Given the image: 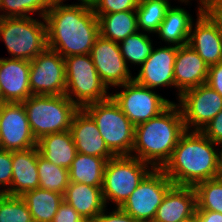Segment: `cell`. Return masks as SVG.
I'll list each match as a JSON object with an SVG mask.
<instances>
[{
    "label": "cell",
    "instance_id": "obj_1",
    "mask_svg": "<svg viewBox=\"0 0 222 222\" xmlns=\"http://www.w3.org/2000/svg\"><path fill=\"white\" fill-rule=\"evenodd\" d=\"M63 1L53 0L44 17L48 47L63 58L90 54L100 35L99 20L91 3L80 0V3L70 5Z\"/></svg>",
    "mask_w": 222,
    "mask_h": 222
},
{
    "label": "cell",
    "instance_id": "obj_2",
    "mask_svg": "<svg viewBox=\"0 0 222 222\" xmlns=\"http://www.w3.org/2000/svg\"><path fill=\"white\" fill-rule=\"evenodd\" d=\"M185 132L181 110L172 102L156 117L135 126L131 156L153 169H162Z\"/></svg>",
    "mask_w": 222,
    "mask_h": 222
},
{
    "label": "cell",
    "instance_id": "obj_3",
    "mask_svg": "<svg viewBox=\"0 0 222 222\" xmlns=\"http://www.w3.org/2000/svg\"><path fill=\"white\" fill-rule=\"evenodd\" d=\"M216 146L201 131H186L162 170L173 185L194 187L217 178Z\"/></svg>",
    "mask_w": 222,
    "mask_h": 222
},
{
    "label": "cell",
    "instance_id": "obj_4",
    "mask_svg": "<svg viewBox=\"0 0 222 222\" xmlns=\"http://www.w3.org/2000/svg\"><path fill=\"white\" fill-rule=\"evenodd\" d=\"M36 139L70 129L79 108L64 95H31L22 102Z\"/></svg>",
    "mask_w": 222,
    "mask_h": 222
},
{
    "label": "cell",
    "instance_id": "obj_5",
    "mask_svg": "<svg viewBox=\"0 0 222 222\" xmlns=\"http://www.w3.org/2000/svg\"><path fill=\"white\" fill-rule=\"evenodd\" d=\"M82 109L94 120L106 146L115 156H131L135 126L111 96Z\"/></svg>",
    "mask_w": 222,
    "mask_h": 222
},
{
    "label": "cell",
    "instance_id": "obj_6",
    "mask_svg": "<svg viewBox=\"0 0 222 222\" xmlns=\"http://www.w3.org/2000/svg\"><path fill=\"white\" fill-rule=\"evenodd\" d=\"M32 17L0 18V40L10 58L33 60L48 47L45 19Z\"/></svg>",
    "mask_w": 222,
    "mask_h": 222
},
{
    "label": "cell",
    "instance_id": "obj_7",
    "mask_svg": "<svg viewBox=\"0 0 222 222\" xmlns=\"http://www.w3.org/2000/svg\"><path fill=\"white\" fill-rule=\"evenodd\" d=\"M66 74L65 95L79 109L110 97L108 88L101 81L90 54L64 58Z\"/></svg>",
    "mask_w": 222,
    "mask_h": 222
},
{
    "label": "cell",
    "instance_id": "obj_8",
    "mask_svg": "<svg viewBox=\"0 0 222 222\" xmlns=\"http://www.w3.org/2000/svg\"><path fill=\"white\" fill-rule=\"evenodd\" d=\"M153 168L132 156H115L106 163L102 193L105 204L109 201L120 207Z\"/></svg>",
    "mask_w": 222,
    "mask_h": 222
},
{
    "label": "cell",
    "instance_id": "obj_9",
    "mask_svg": "<svg viewBox=\"0 0 222 222\" xmlns=\"http://www.w3.org/2000/svg\"><path fill=\"white\" fill-rule=\"evenodd\" d=\"M172 185L162 169H152L120 208L136 221L153 222L157 208Z\"/></svg>",
    "mask_w": 222,
    "mask_h": 222
},
{
    "label": "cell",
    "instance_id": "obj_10",
    "mask_svg": "<svg viewBox=\"0 0 222 222\" xmlns=\"http://www.w3.org/2000/svg\"><path fill=\"white\" fill-rule=\"evenodd\" d=\"M123 91L110 94L130 122L136 126L163 112L171 103L153 89L140 85L134 79L119 86Z\"/></svg>",
    "mask_w": 222,
    "mask_h": 222
},
{
    "label": "cell",
    "instance_id": "obj_11",
    "mask_svg": "<svg viewBox=\"0 0 222 222\" xmlns=\"http://www.w3.org/2000/svg\"><path fill=\"white\" fill-rule=\"evenodd\" d=\"M178 102L186 131H201L222 110V96L206 83L183 92Z\"/></svg>",
    "mask_w": 222,
    "mask_h": 222
},
{
    "label": "cell",
    "instance_id": "obj_12",
    "mask_svg": "<svg viewBox=\"0 0 222 222\" xmlns=\"http://www.w3.org/2000/svg\"><path fill=\"white\" fill-rule=\"evenodd\" d=\"M32 95H64L66 74L64 58L47 47L30 61Z\"/></svg>",
    "mask_w": 222,
    "mask_h": 222
},
{
    "label": "cell",
    "instance_id": "obj_13",
    "mask_svg": "<svg viewBox=\"0 0 222 222\" xmlns=\"http://www.w3.org/2000/svg\"><path fill=\"white\" fill-rule=\"evenodd\" d=\"M90 56L101 81L108 89L110 86L117 88L134 79L121 54L119 43L99 35Z\"/></svg>",
    "mask_w": 222,
    "mask_h": 222
},
{
    "label": "cell",
    "instance_id": "obj_14",
    "mask_svg": "<svg viewBox=\"0 0 222 222\" xmlns=\"http://www.w3.org/2000/svg\"><path fill=\"white\" fill-rule=\"evenodd\" d=\"M37 146L22 103L0 105V147L8 151H22Z\"/></svg>",
    "mask_w": 222,
    "mask_h": 222
},
{
    "label": "cell",
    "instance_id": "obj_15",
    "mask_svg": "<svg viewBox=\"0 0 222 222\" xmlns=\"http://www.w3.org/2000/svg\"><path fill=\"white\" fill-rule=\"evenodd\" d=\"M198 4L197 20L191 25L188 45L211 66L222 61V36L217 24L203 10V4Z\"/></svg>",
    "mask_w": 222,
    "mask_h": 222
},
{
    "label": "cell",
    "instance_id": "obj_16",
    "mask_svg": "<svg viewBox=\"0 0 222 222\" xmlns=\"http://www.w3.org/2000/svg\"><path fill=\"white\" fill-rule=\"evenodd\" d=\"M178 46L168 45L152 50L149 57L141 65L134 80L150 89L157 87H175L174 64Z\"/></svg>",
    "mask_w": 222,
    "mask_h": 222
},
{
    "label": "cell",
    "instance_id": "obj_17",
    "mask_svg": "<svg viewBox=\"0 0 222 222\" xmlns=\"http://www.w3.org/2000/svg\"><path fill=\"white\" fill-rule=\"evenodd\" d=\"M0 91L4 103H22L30 90V61L0 58Z\"/></svg>",
    "mask_w": 222,
    "mask_h": 222
},
{
    "label": "cell",
    "instance_id": "obj_18",
    "mask_svg": "<svg viewBox=\"0 0 222 222\" xmlns=\"http://www.w3.org/2000/svg\"><path fill=\"white\" fill-rule=\"evenodd\" d=\"M209 66L188 44L178 47L174 64V83L178 89L177 96L186 90L205 84Z\"/></svg>",
    "mask_w": 222,
    "mask_h": 222
},
{
    "label": "cell",
    "instance_id": "obj_19",
    "mask_svg": "<svg viewBox=\"0 0 222 222\" xmlns=\"http://www.w3.org/2000/svg\"><path fill=\"white\" fill-rule=\"evenodd\" d=\"M69 131L78 153L97 156L107 161L115 157L106 146L96 123L83 109L74 114Z\"/></svg>",
    "mask_w": 222,
    "mask_h": 222
},
{
    "label": "cell",
    "instance_id": "obj_20",
    "mask_svg": "<svg viewBox=\"0 0 222 222\" xmlns=\"http://www.w3.org/2000/svg\"><path fill=\"white\" fill-rule=\"evenodd\" d=\"M196 208L193 187L172 185L157 208L153 222H180L195 216Z\"/></svg>",
    "mask_w": 222,
    "mask_h": 222
},
{
    "label": "cell",
    "instance_id": "obj_21",
    "mask_svg": "<svg viewBox=\"0 0 222 222\" xmlns=\"http://www.w3.org/2000/svg\"><path fill=\"white\" fill-rule=\"evenodd\" d=\"M38 147L12 152L11 195L22 196L39 188L37 169Z\"/></svg>",
    "mask_w": 222,
    "mask_h": 222
},
{
    "label": "cell",
    "instance_id": "obj_22",
    "mask_svg": "<svg viewBox=\"0 0 222 222\" xmlns=\"http://www.w3.org/2000/svg\"><path fill=\"white\" fill-rule=\"evenodd\" d=\"M101 187L69 182L63 199L90 222L107 207Z\"/></svg>",
    "mask_w": 222,
    "mask_h": 222
},
{
    "label": "cell",
    "instance_id": "obj_23",
    "mask_svg": "<svg viewBox=\"0 0 222 222\" xmlns=\"http://www.w3.org/2000/svg\"><path fill=\"white\" fill-rule=\"evenodd\" d=\"M40 154L56 166L69 169L77 153L69 130L43 136L37 141Z\"/></svg>",
    "mask_w": 222,
    "mask_h": 222
},
{
    "label": "cell",
    "instance_id": "obj_24",
    "mask_svg": "<svg viewBox=\"0 0 222 222\" xmlns=\"http://www.w3.org/2000/svg\"><path fill=\"white\" fill-rule=\"evenodd\" d=\"M193 22L192 16L187 10L180 6H170L156 34L168 45L178 47L186 45Z\"/></svg>",
    "mask_w": 222,
    "mask_h": 222
},
{
    "label": "cell",
    "instance_id": "obj_25",
    "mask_svg": "<svg viewBox=\"0 0 222 222\" xmlns=\"http://www.w3.org/2000/svg\"><path fill=\"white\" fill-rule=\"evenodd\" d=\"M21 198L28 206L34 222H52L64 200L63 194L42 188L25 192Z\"/></svg>",
    "mask_w": 222,
    "mask_h": 222
},
{
    "label": "cell",
    "instance_id": "obj_26",
    "mask_svg": "<svg viewBox=\"0 0 222 222\" xmlns=\"http://www.w3.org/2000/svg\"><path fill=\"white\" fill-rule=\"evenodd\" d=\"M98 20L100 35L116 43L138 31L136 10L104 14Z\"/></svg>",
    "mask_w": 222,
    "mask_h": 222
},
{
    "label": "cell",
    "instance_id": "obj_27",
    "mask_svg": "<svg viewBox=\"0 0 222 222\" xmlns=\"http://www.w3.org/2000/svg\"><path fill=\"white\" fill-rule=\"evenodd\" d=\"M107 160L97 156L76 153L69 170L70 182L102 186Z\"/></svg>",
    "mask_w": 222,
    "mask_h": 222
},
{
    "label": "cell",
    "instance_id": "obj_28",
    "mask_svg": "<svg viewBox=\"0 0 222 222\" xmlns=\"http://www.w3.org/2000/svg\"><path fill=\"white\" fill-rule=\"evenodd\" d=\"M186 5L189 0H178ZM171 4L169 0H139L136 9L138 31L156 33Z\"/></svg>",
    "mask_w": 222,
    "mask_h": 222
},
{
    "label": "cell",
    "instance_id": "obj_29",
    "mask_svg": "<svg viewBox=\"0 0 222 222\" xmlns=\"http://www.w3.org/2000/svg\"><path fill=\"white\" fill-rule=\"evenodd\" d=\"M37 169L39 176V188L63 194L69 185V170L56 166L44 158L38 149Z\"/></svg>",
    "mask_w": 222,
    "mask_h": 222
},
{
    "label": "cell",
    "instance_id": "obj_30",
    "mask_svg": "<svg viewBox=\"0 0 222 222\" xmlns=\"http://www.w3.org/2000/svg\"><path fill=\"white\" fill-rule=\"evenodd\" d=\"M119 46L127 66L129 62L141 66L154 48L149 33L146 34L140 31L129 35L121 41V44L119 43Z\"/></svg>",
    "mask_w": 222,
    "mask_h": 222
},
{
    "label": "cell",
    "instance_id": "obj_31",
    "mask_svg": "<svg viewBox=\"0 0 222 222\" xmlns=\"http://www.w3.org/2000/svg\"><path fill=\"white\" fill-rule=\"evenodd\" d=\"M52 2L53 0H0V18L31 17L37 12L40 19H43Z\"/></svg>",
    "mask_w": 222,
    "mask_h": 222
},
{
    "label": "cell",
    "instance_id": "obj_32",
    "mask_svg": "<svg viewBox=\"0 0 222 222\" xmlns=\"http://www.w3.org/2000/svg\"><path fill=\"white\" fill-rule=\"evenodd\" d=\"M193 188L196 193V210L222 213V178L200 182Z\"/></svg>",
    "mask_w": 222,
    "mask_h": 222
},
{
    "label": "cell",
    "instance_id": "obj_33",
    "mask_svg": "<svg viewBox=\"0 0 222 222\" xmlns=\"http://www.w3.org/2000/svg\"><path fill=\"white\" fill-rule=\"evenodd\" d=\"M0 222H34L21 196L0 193Z\"/></svg>",
    "mask_w": 222,
    "mask_h": 222
},
{
    "label": "cell",
    "instance_id": "obj_34",
    "mask_svg": "<svg viewBox=\"0 0 222 222\" xmlns=\"http://www.w3.org/2000/svg\"><path fill=\"white\" fill-rule=\"evenodd\" d=\"M139 0H91V6L95 15L117 13L121 11L136 10Z\"/></svg>",
    "mask_w": 222,
    "mask_h": 222
},
{
    "label": "cell",
    "instance_id": "obj_35",
    "mask_svg": "<svg viewBox=\"0 0 222 222\" xmlns=\"http://www.w3.org/2000/svg\"><path fill=\"white\" fill-rule=\"evenodd\" d=\"M11 182L12 152L0 149V193H6L11 195ZM1 187L3 189H1Z\"/></svg>",
    "mask_w": 222,
    "mask_h": 222
},
{
    "label": "cell",
    "instance_id": "obj_36",
    "mask_svg": "<svg viewBox=\"0 0 222 222\" xmlns=\"http://www.w3.org/2000/svg\"><path fill=\"white\" fill-rule=\"evenodd\" d=\"M106 210L105 208L90 222H137L130 214H127L120 207H115L110 213Z\"/></svg>",
    "mask_w": 222,
    "mask_h": 222
},
{
    "label": "cell",
    "instance_id": "obj_37",
    "mask_svg": "<svg viewBox=\"0 0 222 222\" xmlns=\"http://www.w3.org/2000/svg\"><path fill=\"white\" fill-rule=\"evenodd\" d=\"M52 222H87L71 205L64 200L59 205Z\"/></svg>",
    "mask_w": 222,
    "mask_h": 222
},
{
    "label": "cell",
    "instance_id": "obj_38",
    "mask_svg": "<svg viewBox=\"0 0 222 222\" xmlns=\"http://www.w3.org/2000/svg\"><path fill=\"white\" fill-rule=\"evenodd\" d=\"M215 144L222 143V110L201 130Z\"/></svg>",
    "mask_w": 222,
    "mask_h": 222
},
{
    "label": "cell",
    "instance_id": "obj_39",
    "mask_svg": "<svg viewBox=\"0 0 222 222\" xmlns=\"http://www.w3.org/2000/svg\"><path fill=\"white\" fill-rule=\"evenodd\" d=\"M203 10L217 24L222 36V0H204Z\"/></svg>",
    "mask_w": 222,
    "mask_h": 222
},
{
    "label": "cell",
    "instance_id": "obj_40",
    "mask_svg": "<svg viewBox=\"0 0 222 222\" xmlns=\"http://www.w3.org/2000/svg\"><path fill=\"white\" fill-rule=\"evenodd\" d=\"M206 84L222 96V61L209 66Z\"/></svg>",
    "mask_w": 222,
    "mask_h": 222
},
{
    "label": "cell",
    "instance_id": "obj_41",
    "mask_svg": "<svg viewBox=\"0 0 222 222\" xmlns=\"http://www.w3.org/2000/svg\"><path fill=\"white\" fill-rule=\"evenodd\" d=\"M196 222H222V213L209 210H196Z\"/></svg>",
    "mask_w": 222,
    "mask_h": 222
},
{
    "label": "cell",
    "instance_id": "obj_42",
    "mask_svg": "<svg viewBox=\"0 0 222 222\" xmlns=\"http://www.w3.org/2000/svg\"><path fill=\"white\" fill-rule=\"evenodd\" d=\"M218 147L219 145H222V143L217 144ZM217 178H222V148L221 150L218 148L217 149Z\"/></svg>",
    "mask_w": 222,
    "mask_h": 222
},
{
    "label": "cell",
    "instance_id": "obj_43",
    "mask_svg": "<svg viewBox=\"0 0 222 222\" xmlns=\"http://www.w3.org/2000/svg\"><path fill=\"white\" fill-rule=\"evenodd\" d=\"M180 222H196V218H195V216H193L191 218L185 219V220L180 221Z\"/></svg>",
    "mask_w": 222,
    "mask_h": 222
},
{
    "label": "cell",
    "instance_id": "obj_44",
    "mask_svg": "<svg viewBox=\"0 0 222 222\" xmlns=\"http://www.w3.org/2000/svg\"><path fill=\"white\" fill-rule=\"evenodd\" d=\"M2 103H4V101H3L2 94H1V91H0V105H1Z\"/></svg>",
    "mask_w": 222,
    "mask_h": 222
},
{
    "label": "cell",
    "instance_id": "obj_45",
    "mask_svg": "<svg viewBox=\"0 0 222 222\" xmlns=\"http://www.w3.org/2000/svg\"><path fill=\"white\" fill-rule=\"evenodd\" d=\"M198 1L200 2V4H203V1H204V0H198Z\"/></svg>",
    "mask_w": 222,
    "mask_h": 222
}]
</instances>
